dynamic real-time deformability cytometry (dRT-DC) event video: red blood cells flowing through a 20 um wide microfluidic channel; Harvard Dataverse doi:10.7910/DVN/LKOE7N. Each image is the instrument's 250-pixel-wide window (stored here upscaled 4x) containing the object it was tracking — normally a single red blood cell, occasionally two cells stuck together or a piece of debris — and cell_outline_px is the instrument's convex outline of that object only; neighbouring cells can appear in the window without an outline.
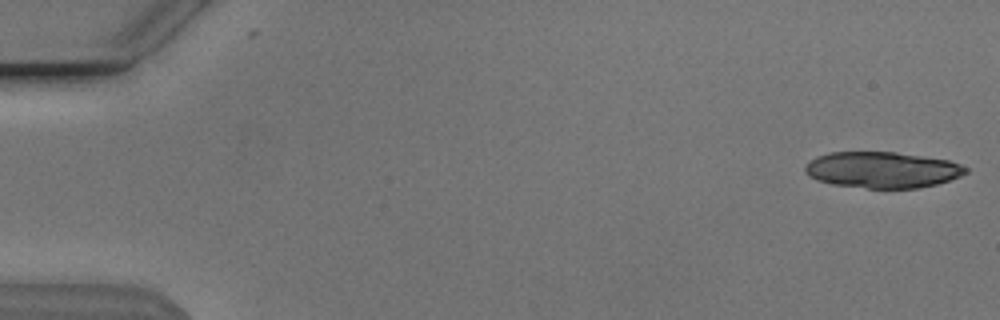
{"species": "Egyptian fruit bat (a non-hibernating species)", "species_latin": "Rousettus aegyptiacus", "temperature_condition": "cold", "stored_images_in_passage": 19, "camera_frame_rate_fps": 3000, "um_per_image_px": 0.085, "animal": {"sex": "male"}, "frame": {"image": 1, "passage_image": 1, "time_ms": 0.0, "image_size_px": [1000, 320], "cell_outline_px": [[968, 172], [960, 176], [936, 184], [916, 188], [868, 188], [832, 184], [816, 180], [804, 172], [804, 164], [816, 156], [832, 152], [896, 152], [948, 160], [960, 164], [968, 168]], "centroid_in_image_um": [74.96, 14.43], "position_along_channel_um": 10.0, "area_um2": 33.81}}